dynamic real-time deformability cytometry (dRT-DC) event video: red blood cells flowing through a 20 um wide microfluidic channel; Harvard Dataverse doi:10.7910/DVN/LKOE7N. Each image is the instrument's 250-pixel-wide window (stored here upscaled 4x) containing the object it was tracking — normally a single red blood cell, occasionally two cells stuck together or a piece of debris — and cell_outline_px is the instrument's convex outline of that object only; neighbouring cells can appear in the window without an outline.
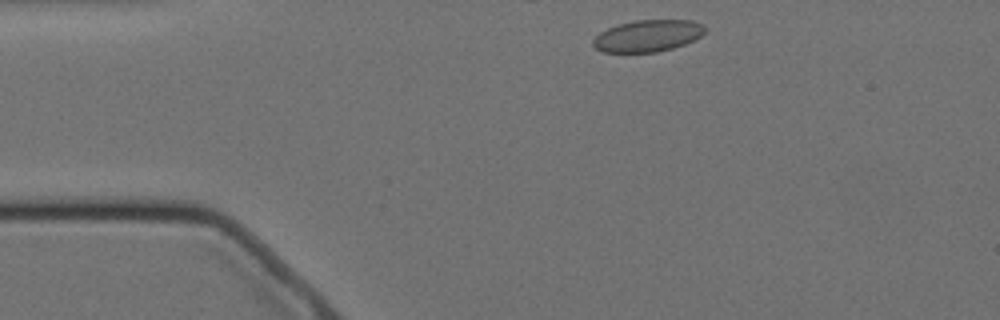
{"species": "Egyptian fruit bat (a non-hibernating species)", "species_latin": "Rousettus aegyptiacus", "temperature_condition": "cold", "stored_images_in_passage": 2, "camera_frame_rate_fps": 3000, "um_per_image_px": 0.085, "animal": {"sex": "female"}, "frame": {"image": 1, "passage_image": 1, "time_ms": 0.0, "image_size_px": [1000, 320], "cell_outline_px": [[704, 32], [700, 36], [684, 44], [672, 48], [656, 52], [604, 52], [596, 48], [592, 44], [592, 40], [600, 32], [608, 28], [620, 24], [636, 20], [692, 20], [704, 24]], "centroid_in_image_um": [55.05, 3.04], "position_along_channel_um": 30.0, "area_um2": 20.52}}